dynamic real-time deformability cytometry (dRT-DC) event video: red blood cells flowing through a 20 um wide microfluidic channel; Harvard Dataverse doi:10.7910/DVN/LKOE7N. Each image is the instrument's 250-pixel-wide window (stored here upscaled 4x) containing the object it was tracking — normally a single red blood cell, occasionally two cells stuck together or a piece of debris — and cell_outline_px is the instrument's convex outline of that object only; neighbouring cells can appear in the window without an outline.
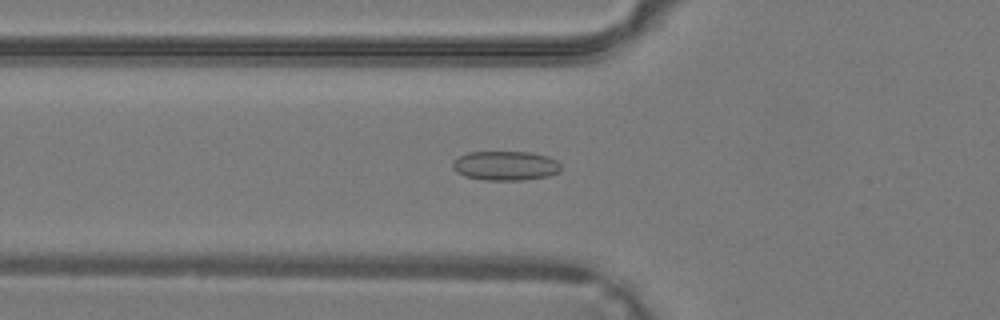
{"species": "common noctule bat (a hibernating species)", "species_latin": "Nyctalus noctula", "temperature_condition": "warm", "stored_images_in_passage": 42, "camera_frame_rate_fps": 3000, "um_per_image_px": 0.085, "animal": {"sex": "male", "body_mass_g": 19.2, "forearm_length_mm": 51.8}, "frame": {"image": 1, "passage_image": 16, "time_ms": 5.0, "image_size_px": [1000, 320], "cell_outline_px": [[560, 172], [548, 176], [524, 180], [484, 180], [464, 176], [456, 172], [452, 168], [452, 160], [468, 152], [532, 152], [548, 156], [556, 160], [560, 164]], "centroid_in_image_um": [42.95, 14.08], "position_along_channel_um": 82.8, "area_um2": 18.73}}
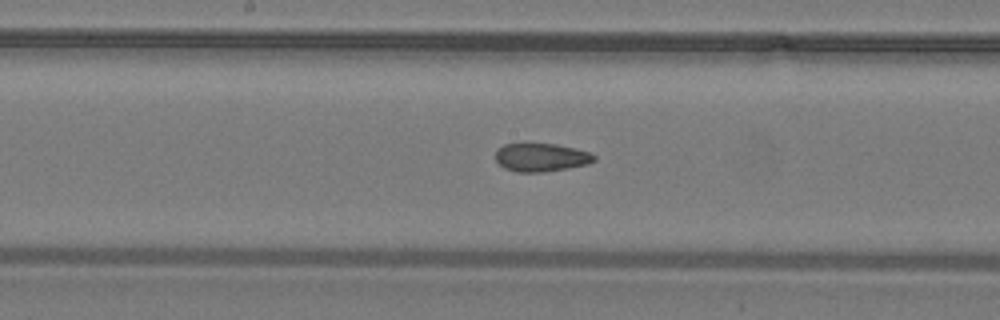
{"frame": {"image": 2, "passage_image": 23, "time_ms": 7.333, "image_size_px": [1000, 320], "cell_outline_px": [[596, 160], [588, 164], [568, 168], [544, 172], [516, 172], [504, 168], [496, 160], [496, 148], [504, 144], [524, 140], [556, 144], [576, 148], [592, 152], [596, 156]], "centroid_in_image_um": [45.98, 13.32], "position_along_channel_um": 202.2, "area_um2": 17.17}}
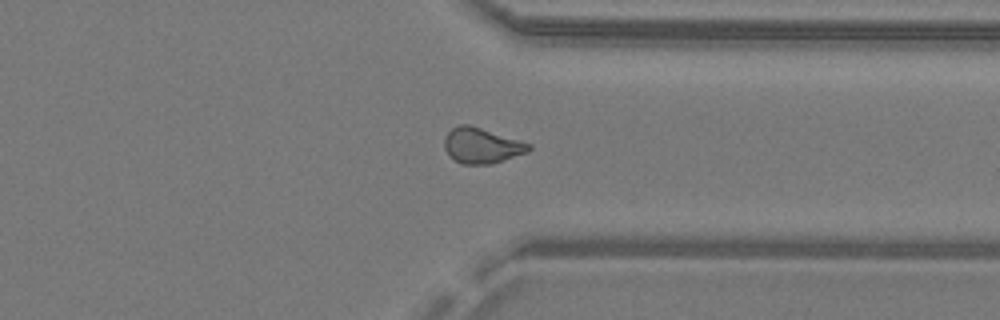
{"frame": {"image": 3, "passage_image": 33, "time_ms": 10.667, "image_size_px": [1000, 320], "cell_outline_px": [[532, 148], [528, 152], [492, 164], [460, 164], [444, 148], [444, 136], [452, 128], [460, 124], [468, 124], [520, 140], [532, 144]], "centroid_in_image_um": [40.96, 12.37], "position_along_channel_um": 370.4, "area_um2": 17.4}}